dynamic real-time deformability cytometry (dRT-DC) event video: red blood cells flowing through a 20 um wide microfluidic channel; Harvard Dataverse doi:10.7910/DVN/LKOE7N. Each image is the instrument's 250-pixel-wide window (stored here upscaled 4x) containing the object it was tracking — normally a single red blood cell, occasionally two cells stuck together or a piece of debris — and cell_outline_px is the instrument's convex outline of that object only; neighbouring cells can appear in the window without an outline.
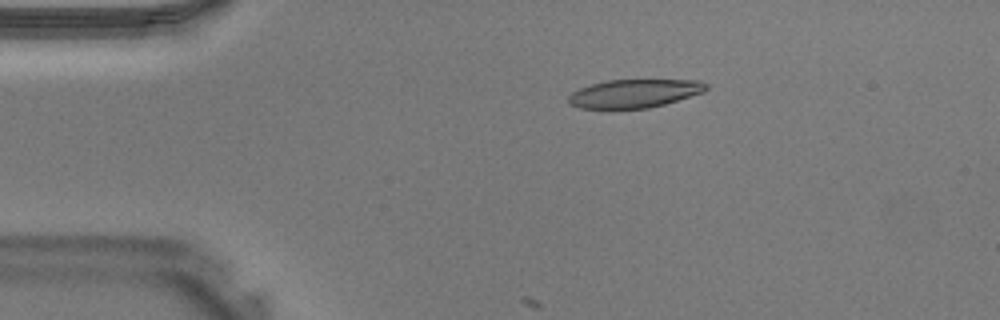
{"species": "Egyptian fruit bat (a non-hibernating species)", "species_latin": "Rousettus aegyptiacus", "temperature_condition": "warm", "stored_images_in_passage": 24, "camera_frame_rate_fps": 3000, "um_per_image_px": 0.085, "animal": {"sex": "male"}, "frame": {"image": 1, "passage_image": 5, "time_ms": 1.333, "image_size_px": [1000, 320], "cell_outline_px": [[708, 88], [704, 92], [664, 104], [648, 108], [612, 112], [608, 112], [580, 108], [568, 104], [568, 96], [572, 92], [580, 88], [592, 84], [608, 80], [700, 80], [708, 84]], "centroid_in_image_um": [53.85, 8.0], "position_along_channel_um": 31.2, "area_um2": 23.7}}
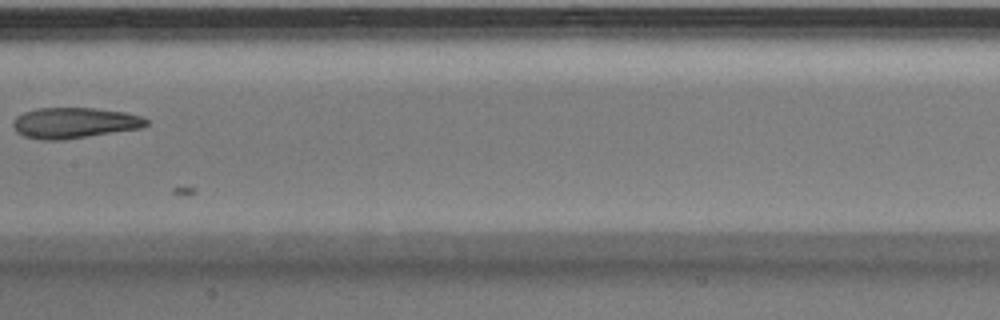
{"frame": {"image": 2, "passage_image": 18, "time_ms": 5.667, "image_size_px": [1000, 320], "cell_outline_px": [[148, 124], [140, 128], [64, 140], [40, 140], [24, 136], [16, 132], [12, 124], [16, 116], [24, 112], [36, 108], [92, 108], [124, 112], [140, 116], [148, 120]], "centroid_in_image_um": [6.28, 10.45], "position_along_channel_um": 201.1, "area_um2": 23.81}}
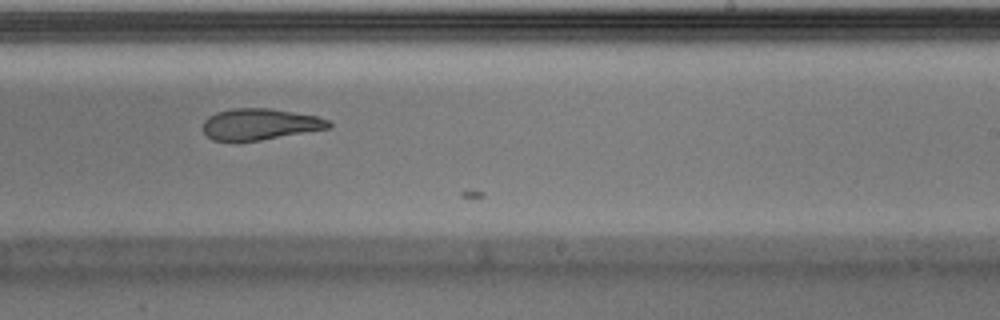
{"frame": {"image": 3, "passage_image": 22, "time_ms": 7.0, "image_size_px": [1000, 320], "cell_outline_px": [[332, 128], [260, 140], [212, 140], [204, 132], [204, 120], [208, 116], [216, 112], [232, 108], [268, 108], [316, 116], [328, 120], [332, 124]], "centroid_in_image_um": [22.11, 10.55], "position_along_channel_um": 266.9, "area_um2": 22.72}}